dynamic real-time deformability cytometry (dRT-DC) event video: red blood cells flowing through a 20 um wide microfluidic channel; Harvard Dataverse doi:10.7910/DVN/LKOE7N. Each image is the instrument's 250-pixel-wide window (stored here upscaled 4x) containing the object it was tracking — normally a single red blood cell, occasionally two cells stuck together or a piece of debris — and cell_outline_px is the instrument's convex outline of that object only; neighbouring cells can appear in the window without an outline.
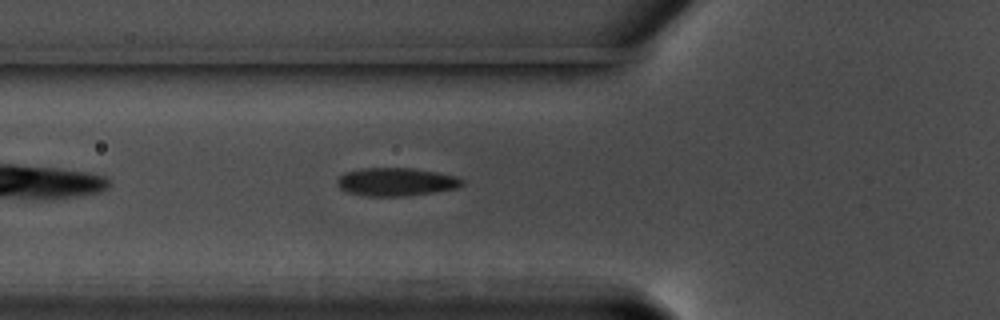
{"species": "common noctule bat (a hibernating species)", "species_latin": "Nyctalus noctula", "temperature_condition": "warm", "stored_images_in_passage": 41, "camera_frame_rate_fps": 3000, "um_per_image_px": 0.085, "animal": {"sex": "male", "body_mass_g": 17.5, "forearm_length_mm": 52.3}, "frame": {"image": 1, "passage_image": 8, "time_ms": 2.333, "image_size_px": [1000, 320], "cell_outline_px": [[464, 184], [456, 188], [432, 192], [404, 196], [368, 196], [348, 192], [340, 188], [336, 180], [340, 176], [348, 172], [364, 168], [412, 168], [436, 172], [456, 176], [464, 180]], "centroid_in_image_um": [33.69, 15.46], "position_along_channel_um": 92.1, "area_um2": 20.23}}
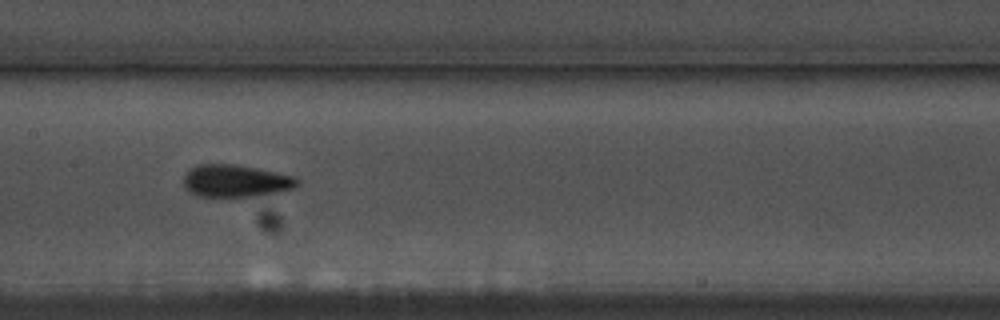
{"frame": {"image": 2, "passage_image": 16, "time_ms": 5.0, "image_size_px": [1000, 320], "cell_outline_px": [[300, 184], [292, 188], [276, 192], [252, 196], [196, 196], [188, 192], [184, 188], [184, 176], [196, 164], [232, 164], [256, 168], [292, 176], [300, 180]], "centroid_in_image_um": [19.99, 15.37], "position_along_channel_um": 187.4, "area_um2": 21.15}}
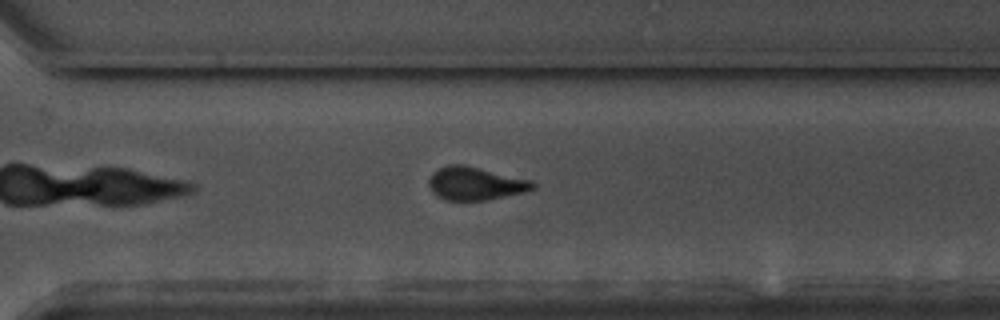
{"frame": {"image": 3, "passage_image": 28, "time_ms": 9.0, "image_size_px": [1000, 320], "cell_outline_px": [[536, 188], [524, 192], [488, 200], [444, 200], [436, 196], [432, 192], [428, 184], [428, 180], [432, 172], [448, 164], [464, 164], [532, 180], [536, 184]], "centroid_in_image_um": [40.39, 15.6], "position_along_channel_um": 330.2, "area_um2": 20.29}, "authors_computed_cell_mechanics": {"area_um2": 20.2878, "velocity_mm_per_s": 3.5782, "shape_relaxation_time_tau1_ms": 4.2997, "shape_relaxation_time_tau2_ms": 2.0338, "deformation_change_tau1": 0.1282, "deformation_change_tau2": 0.0837}}